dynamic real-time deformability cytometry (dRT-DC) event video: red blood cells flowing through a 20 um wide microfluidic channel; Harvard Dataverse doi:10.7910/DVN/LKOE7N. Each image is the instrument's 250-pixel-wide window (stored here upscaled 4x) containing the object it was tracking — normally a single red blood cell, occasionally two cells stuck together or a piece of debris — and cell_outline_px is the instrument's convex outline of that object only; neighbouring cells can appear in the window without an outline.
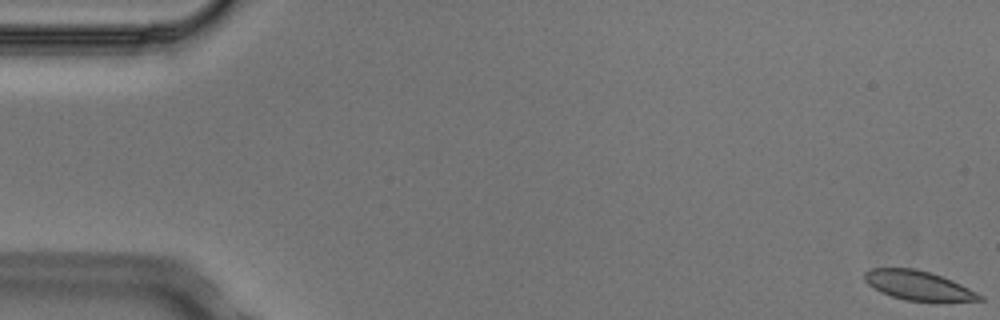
{"species": "Egyptian fruit bat (a non-hibernating species)", "species_latin": "Rousettus aegyptiacus", "temperature_condition": "cold", "stored_images_in_passage": 5, "camera_frame_rate_fps": 3000, "um_per_image_px": 0.085, "animal": {"sex": "male"}, "frame": {"image": 1, "passage_image": 1, "time_ms": 0.0, "image_size_px": [1000, 320], "cell_outline_px": [[984, 300], [936, 304], [904, 300], [880, 292], [868, 284], [864, 280], [864, 272], [868, 268], [916, 268], [932, 272], [952, 280], [984, 296]], "centroid_in_image_um": [78.1, 24.31], "position_along_channel_um": 6.9, "area_um2": 20.58}}